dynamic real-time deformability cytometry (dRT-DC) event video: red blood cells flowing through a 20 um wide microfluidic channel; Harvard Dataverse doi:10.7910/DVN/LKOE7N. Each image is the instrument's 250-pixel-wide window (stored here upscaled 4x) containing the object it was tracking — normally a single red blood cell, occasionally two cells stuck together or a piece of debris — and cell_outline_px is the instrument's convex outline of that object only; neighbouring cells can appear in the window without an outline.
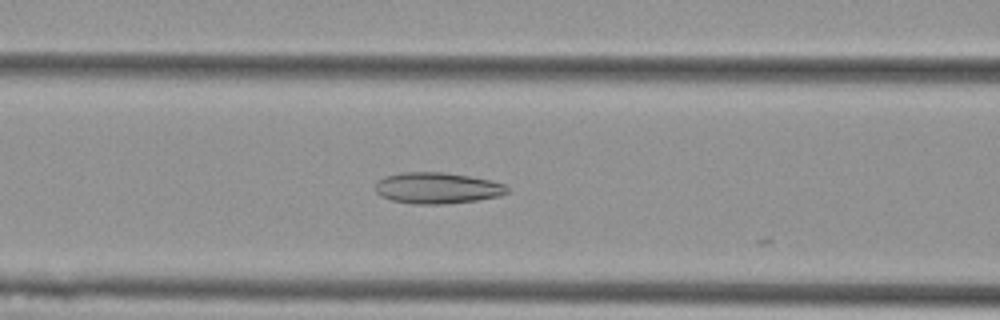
{"species": "Egyptian fruit bat (a non-hibernating species)", "species_latin": "Rousettus aegyptiacus", "temperature_condition": "cold", "stored_images_in_passage": 11, "camera_frame_rate_fps": 3000, "um_per_image_px": 0.085, "animal": {"sex": "female"}, "frame": {"image": 1, "passage_image": 10, "time_ms": 3.0, "image_size_px": [1000, 320], "cell_outline_px": [[508, 192], [500, 196], [476, 200], [444, 204], [416, 204], [392, 200], [380, 196], [376, 192], [376, 184], [384, 176], [404, 172], [444, 172], [468, 176], [488, 180], [504, 184], [508, 188]], "centroid_in_image_um": [37.15, 15.98], "position_along_channel_um": 129.4, "area_um2": 23.76}}